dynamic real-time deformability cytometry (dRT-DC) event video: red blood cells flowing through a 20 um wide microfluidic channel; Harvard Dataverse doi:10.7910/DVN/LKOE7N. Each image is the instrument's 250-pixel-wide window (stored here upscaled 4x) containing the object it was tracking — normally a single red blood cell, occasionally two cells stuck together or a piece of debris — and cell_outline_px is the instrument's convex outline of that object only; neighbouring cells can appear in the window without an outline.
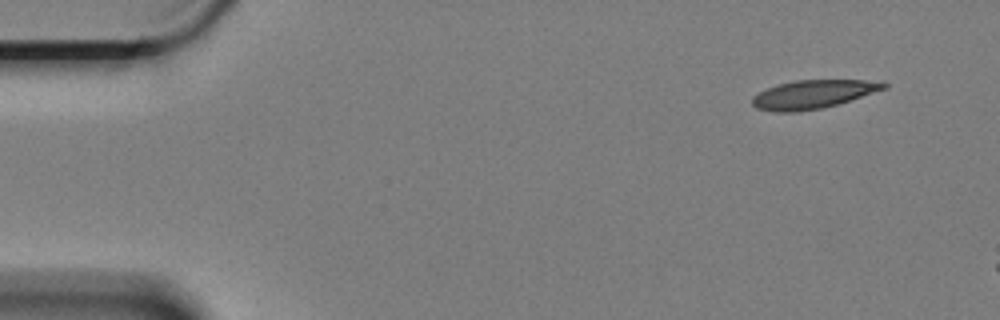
{"species": "Egyptian fruit bat (a non-hibernating species)", "species_latin": "Rousettus aegyptiacus", "temperature_condition": "cold", "stored_images_in_passage": 6, "camera_frame_rate_fps": 3000, "um_per_image_px": 0.085, "animal": {"sex": "female"}, "frame": {"image": 1, "passage_image": 1, "time_ms": 0.0, "image_size_px": [1000, 320], "cell_outline_px": [[888, 88], [836, 104], [820, 108], [796, 112], [776, 112], [756, 108], [752, 104], [752, 96], [768, 88], [792, 80], [884, 80], [888, 84]], "centroid_in_image_um": [69.14, 8.0], "position_along_channel_um": 15.9, "area_um2": 21.79}}